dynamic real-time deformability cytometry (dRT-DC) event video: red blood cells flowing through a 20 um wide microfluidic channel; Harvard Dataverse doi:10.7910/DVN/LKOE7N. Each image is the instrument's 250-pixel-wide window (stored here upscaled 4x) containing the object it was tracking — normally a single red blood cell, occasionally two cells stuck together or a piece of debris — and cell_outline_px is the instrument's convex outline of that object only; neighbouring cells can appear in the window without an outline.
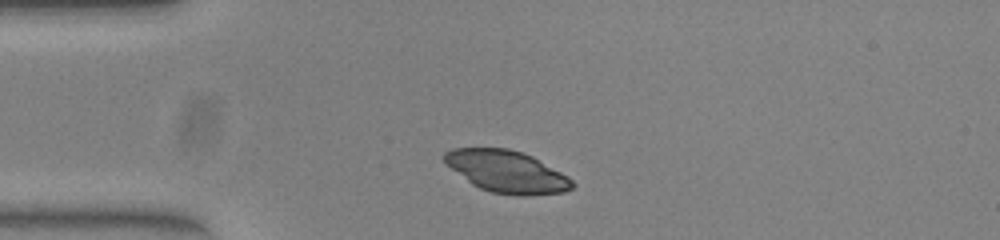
{"species": "common noctule bat (a hibernating species)", "species_latin": "Nyctalus noctula", "temperature_condition": "warm", "stored_images_in_passage": 5, "segment_of_instrument_passage": [2, 4], "camera_frame_rate_fps": 3000, "um_per_image_px": 0.085, "animal": {"sex": "female", "body_mass_g": 23.0, "forearm_length_mm": 53.4}, "frame": {"image": 1, "passage_image": 2, "time_ms": 0.333, "image_size_px": [1000, 240], "cell_outline_px": [[572, 184], [568, 188], [552, 192], [500, 192], [484, 188], [476, 184], [472, 180], [540, 168], [544, 168], [556, 172], [564, 176]], "centroid_in_image_um": [44.71, 15.45], "position_along_channel_um": 40.3, "area_um2": 11.91}}